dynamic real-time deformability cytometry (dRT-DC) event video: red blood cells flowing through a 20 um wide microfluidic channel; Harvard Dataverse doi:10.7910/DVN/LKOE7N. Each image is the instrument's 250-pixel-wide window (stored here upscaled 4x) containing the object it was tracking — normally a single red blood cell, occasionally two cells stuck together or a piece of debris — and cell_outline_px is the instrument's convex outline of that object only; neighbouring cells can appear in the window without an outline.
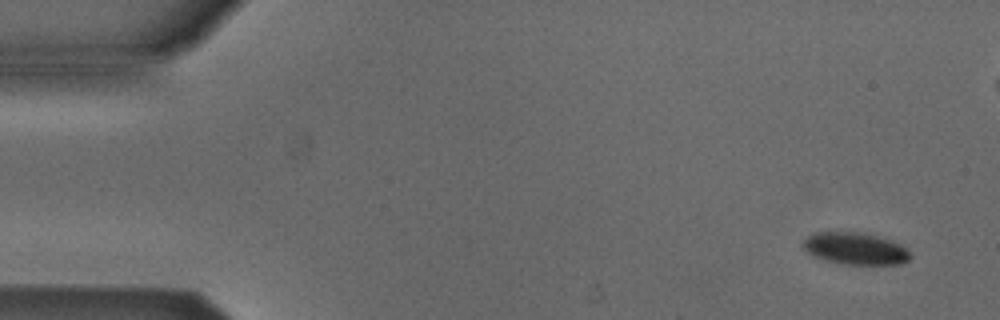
{"species": "Egyptian fruit bat (a non-hibernating species)", "species_latin": "Rousettus aegyptiacus", "temperature_condition": "cold", "stored_images_in_passage": 5, "camera_frame_rate_fps": 3000, "um_per_image_px": 0.085, "animal": {"sex": "male"}, "frame": {"image": 1, "passage_image": 1, "time_ms": 0.0, "image_size_px": [1000, 320], "cell_outline_px": [[912, 256], [908, 260], [900, 264], [840, 264], [824, 260], [812, 256], [800, 248], [800, 244], [812, 232], [864, 232], [880, 236], [892, 240], [908, 248]], "centroid_in_image_um": [72.67, 21.12], "position_along_channel_um": 12.3, "area_um2": 20.58}}
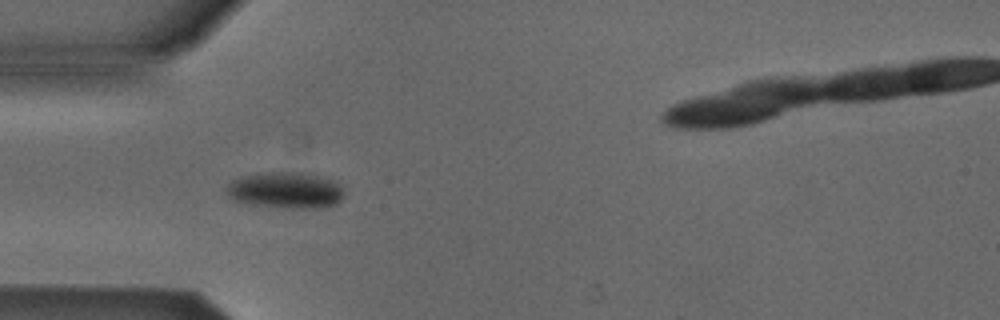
{"frame": {"image": 2, "passage_image": 4, "time_ms": 1.0, "image_size_px": [1000, 320], "cell_outline_px": [[344, 196], [336, 204], [324, 208], [288, 208], [248, 204], [232, 200], [224, 192], [224, 188], [232, 180], [240, 176], [268, 172], [300, 172], [332, 180], [344, 192]], "centroid_in_image_um": [24.2, 16.18], "position_along_channel_um": 60.8, "area_um2": 25.03}}
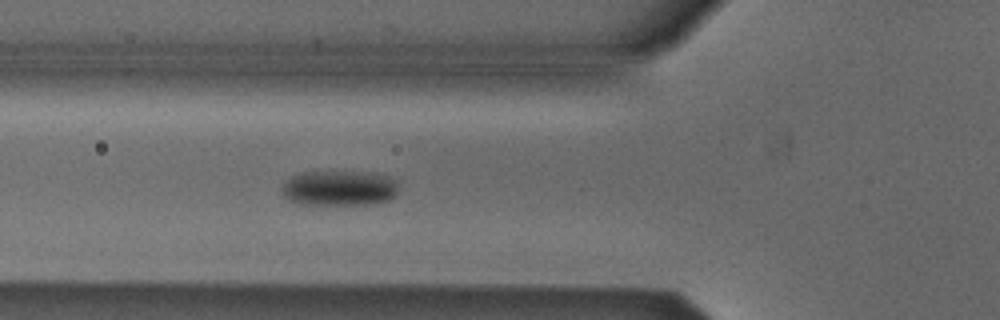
{"frame": {"image": 3, "passage_image": 5, "time_ms": 1.333, "image_size_px": [1000, 320], "cell_outline_px": [[396, 196], [388, 200], [376, 204], [300, 204], [288, 200], [280, 192], [280, 188], [292, 176], [304, 172], [376, 172], [388, 176], [396, 180]], "centroid_in_image_um": [28.85, 15.99], "position_along_channel_um": 97.0, "area_um2": 24.1}}